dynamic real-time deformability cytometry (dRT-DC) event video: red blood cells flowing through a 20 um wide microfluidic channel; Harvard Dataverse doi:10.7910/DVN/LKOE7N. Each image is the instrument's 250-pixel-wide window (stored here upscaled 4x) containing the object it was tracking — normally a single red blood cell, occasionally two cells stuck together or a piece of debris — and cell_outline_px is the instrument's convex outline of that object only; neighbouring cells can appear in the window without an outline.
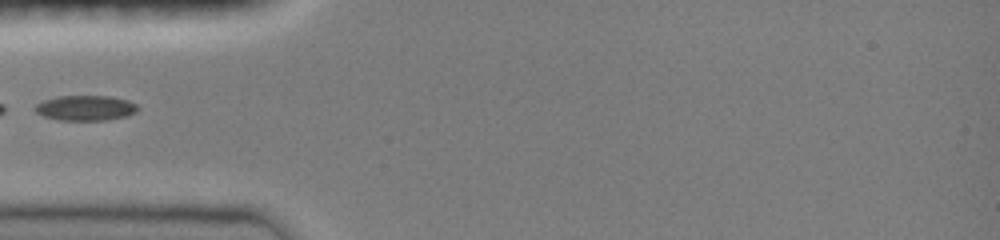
{"species": "common noctule bat (a hibernating species)", "species_latin": "Nyctalus noctula", "temperature_condition": "room temperature", "stored_images_in_passage": 30, "camera_frame_rate_fps": 3000, "um_per_image_px": 0.085, "animal": {"sex": "female", "body_mass_g": 19.0, "forearm_length_mm": 51.5}, "frame": {"image": 1, "passage_image": 1, "time_ms": 0.0, "image_size_px": [1000, 240], "cell_outline_px": [[140, 108], [136, 112], [124, 116], [104, 120], [60, 120], [44, 116], [36, 112], [32, 108], [36, 104], [44, 100], [56, 96], [112, 96], [128, 100], [136, 104]], "centroid_in_image_um": [7.26, 9.16], "position_along_channel_um": 77.7, "area_um2": 15.09}}